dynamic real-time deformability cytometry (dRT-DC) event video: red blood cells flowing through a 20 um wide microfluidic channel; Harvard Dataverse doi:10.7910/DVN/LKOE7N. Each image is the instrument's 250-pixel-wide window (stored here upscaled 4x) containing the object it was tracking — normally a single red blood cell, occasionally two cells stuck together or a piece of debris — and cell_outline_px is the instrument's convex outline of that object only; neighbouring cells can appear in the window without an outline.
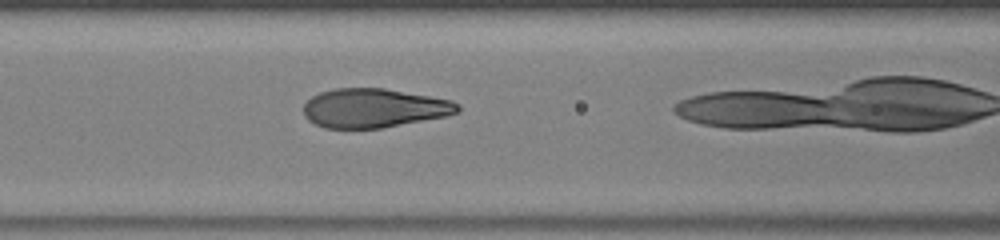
{"species": "human", "species_latin": "Homo sapiens", "temperature_condition": "warm", "stored_images_in_passage": 34, "camera_frame_rate_fps": 3000, "um_per_image_px": 0.085, "donor": {"sex": "male"}, "frame": {"image": 1, "passage_image": 16, "time_ms": 5.0, "image_size_px": [1000, 240], "cell_outline_px": [[460, 112], [448, 116], [380, 128], [324, 128], [308, 120], [304, 116], [304, 104], [312, 96], [320, 92], [336, 88], [384, 88], [452, 100], [460, 104]], "centroid_in_image_um": [31.81, 9.19], "position_along_channel_um": 134.8, "area_um2": 35.14}}
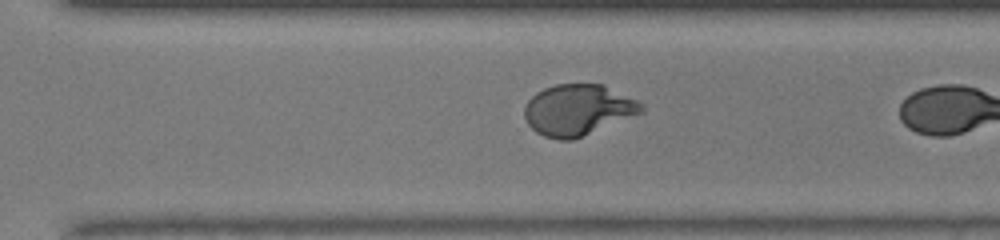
{"frame": {"image": 2, "passage_image": 29, "time_ms": 9.333, "image_size_px": [1000, 240], "cell_outline_px": [[644, 112], [572, 140], [560, 140], [544, 136], [536, 132], [528, 124], [524, 116], [524, 108], [528, 100], [536, 92], [544, 88], [556, 84], [604, 84], [644, 104]], "centroid_in_image_um": [49.12, 9.33], "position_along_channel_um": 321.5, "area_um2": 34.74}}
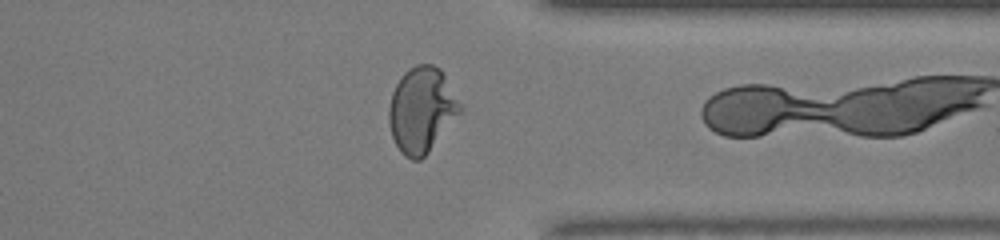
{"frame": {"image": 3, "passage_image": 33, "time_ms": 10.667, "image_size_px": [1000, 240], "cell_outline_px": [[464, 108], [428, 152], [420, 160], [412, 160], [404, 156], [400, 152], [392, 136], [388, 120], [388, 108], [392, 92], [396, 84], [404, 72], [408, 68], [416, 64], [432, 64], [440, 68], [444, 72]], "centroid_in_image_um": [35.84, 9.31], "position_along_channel_um": 375.6, "area_um2": 35.66}}